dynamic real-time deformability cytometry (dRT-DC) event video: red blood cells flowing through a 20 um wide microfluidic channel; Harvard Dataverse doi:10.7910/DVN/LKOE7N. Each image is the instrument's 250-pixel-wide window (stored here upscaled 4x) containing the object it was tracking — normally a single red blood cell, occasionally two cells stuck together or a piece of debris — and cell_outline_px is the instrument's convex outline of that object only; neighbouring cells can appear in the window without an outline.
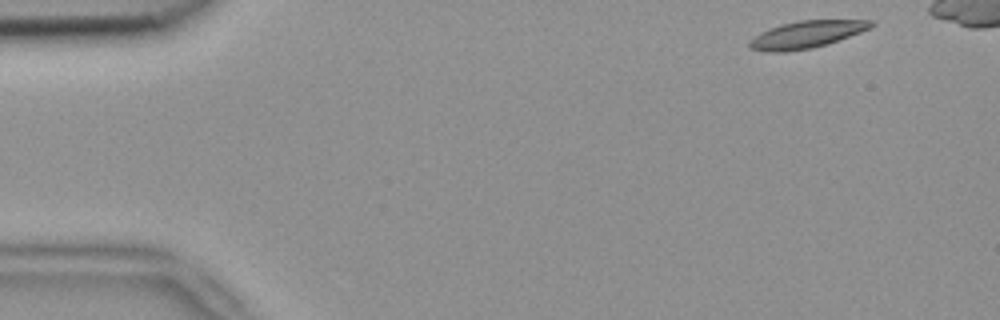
{"species": "common noctule bat (a hibernating species)", "species_latin": "Nyctalus noctula", "temperature_condition": "room temperature", "stored_images_in_passage": 5, "camera_frame_rate_fps": 3000, "um_per_image_px": 0.085, "animal": {"sex": "female", "body_mass_g": 18.4}, "frame": {"image": 1, "passage_image": 1, "time_ms": 0.0, "image_size_px": [1000, 320], "cell_outline_px": [[876, 24], [860, 32], [828, 44], [812, 48], [780, 52], [764, 52], [748, 48], [748, 40], [760, 32], [780, 24], [800, 20], [872, 20]], "centroid_in_image_um": [68.49, 2.94], "position_along_channel_um": 16.5, "area_um2": 19.31}}